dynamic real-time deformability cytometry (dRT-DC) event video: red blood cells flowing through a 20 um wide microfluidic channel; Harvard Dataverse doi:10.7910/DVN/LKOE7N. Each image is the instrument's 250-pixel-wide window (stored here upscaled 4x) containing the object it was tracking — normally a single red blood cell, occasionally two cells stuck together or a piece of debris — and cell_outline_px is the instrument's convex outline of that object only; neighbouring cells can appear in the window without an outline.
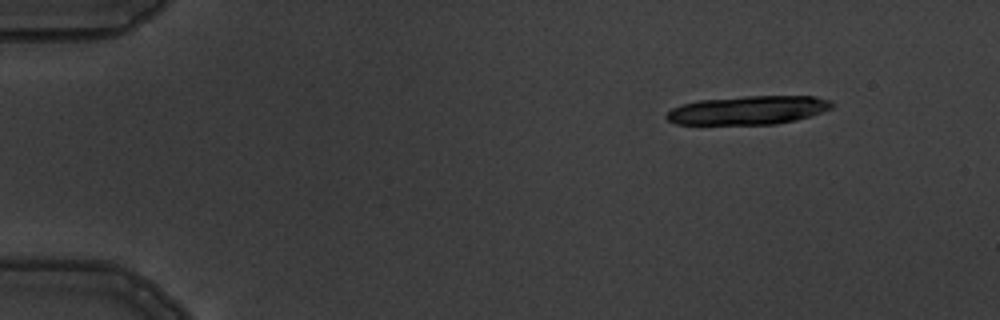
{"species": "common noctule bat (a hibernating species)", "species_latin": "Nyctalus noctula", "temperature_condition": "warm", "stored_images_in_passage": 5, "camera_frame_rate_fps": 3000, "um_per_image_px": 0.085, "animal": {"sex": "male", "body_mass_g": 19.5, "forearm_length_mm": 54.6}, "frame": {"image": 1, "passage_image": 2, "time_ms": 1.333, "image_size_px": [1000, 320], "cell_outline_px": [[836, 104], [832, 108], [796, 120], [776, 124], [676, 124], [668, 120], [664, 116], [672, 108], [680, 104], [700, 100], [744, 96], [816, 96], [832, 100]], "centroid_in_image_um": [63.61, 9.35], "position_along_channel_um": 21.4, "area_um2": 27.69}}